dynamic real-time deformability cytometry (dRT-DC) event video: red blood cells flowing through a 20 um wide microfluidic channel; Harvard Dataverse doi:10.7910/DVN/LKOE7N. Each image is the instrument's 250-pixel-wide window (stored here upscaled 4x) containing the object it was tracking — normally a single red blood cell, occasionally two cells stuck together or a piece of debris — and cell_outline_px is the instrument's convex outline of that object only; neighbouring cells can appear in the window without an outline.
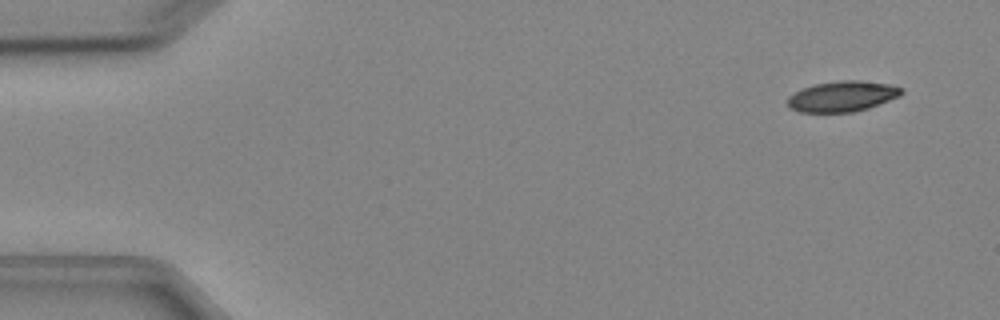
{"species": "Egyptian fruit bat (a non-hibernating species)", "species_latin": "Rousettus aegyptiacus", "temperature_condition": "cold", "stored_images_in_passage": 5, "segment_of_instrument_passage": [1, 2], "camera_frame_rate_fps": 3000, "um_per_image_px": 0.085, "animal": {"sex": "female"}, "frame": {"image": 1, "passage_image": 1, "time_ms": 0.0, "image_size_px": [1000, 320], "cell_outline_px": [[904, 92], [900, 96], [868, 108], [852, 112], [800, 112], [788, 108], [784, 104], [788, 96], [804, 88], [816, 84], [840, 80], [860, 80], [888, 84], [904, 88]], "centroid_in_image_um": [71.57, 8.19], "position_along_channel_um": 13.4, "area_um2": 20.4}}
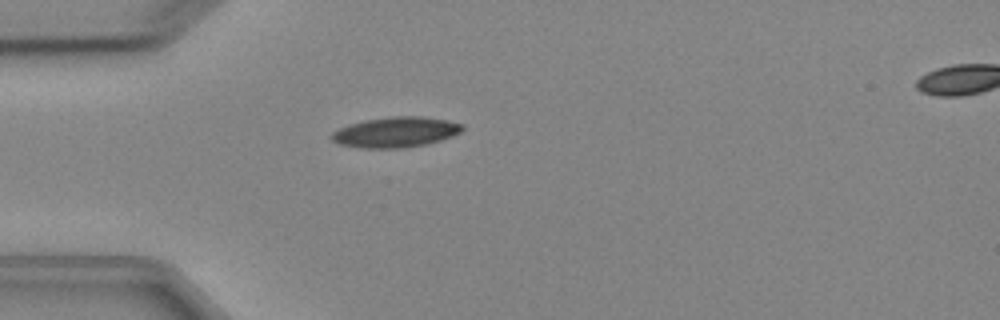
{"frame": {"image": 2, "passage_image": 4, "time_ms": 3.667, "image_size_px": [1000, 320], "cell_outline_px": [[464, 128], [460, 132], [452, 136], [440, 140], [424, 144], [404, 148], [360, 148], [340, 144], [332, 140], [328, 136], [332, 132], [348, 124], [364, 120], [392, 116], [420, 116], [448, 120], [464, 124]], "centroid_in_image_um": [33.61, 11.23], "position_along_channel_um": 51.4, "area_um2": 23.24}}